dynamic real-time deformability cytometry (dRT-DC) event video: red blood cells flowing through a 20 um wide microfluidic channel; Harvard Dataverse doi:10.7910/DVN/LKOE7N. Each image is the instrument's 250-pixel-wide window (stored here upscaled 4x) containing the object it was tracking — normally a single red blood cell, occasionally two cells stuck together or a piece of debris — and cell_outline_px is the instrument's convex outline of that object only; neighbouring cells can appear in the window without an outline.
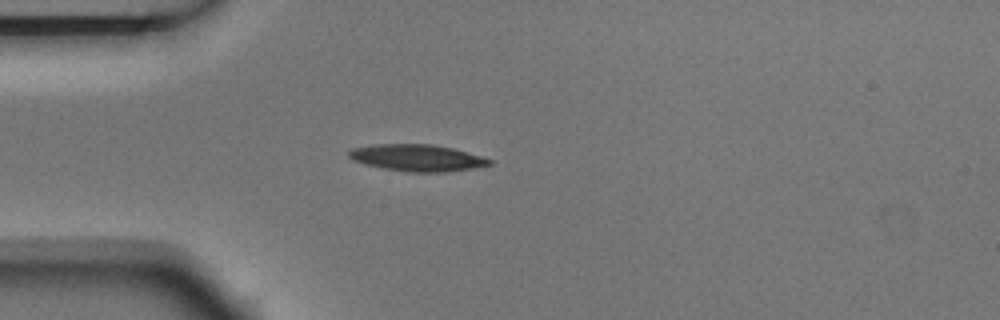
{"species": "Egyptian fruit bat (a non-hibernating species)", "species_latin": "Rousettus aegyptiacus", "temperature_condition": "room temperature", "stored_images_in_passage": 5, "camera_frame_rate_fps": 3000, "um_per_image_px": 0.085, "animal": {"sex": "male"}, "frame": {"image": 1, "passage_image": 3, "time_ms": 0.667, "image_size_px": [1000, 320], "cell_outline_px": [[492, 164], [472, 168], [448, 172], [408, 172], [380, 168], [364, 164], [352, 160], [348, 156], [348, 152], [352, 148], [376, 144], [432, 144], [452, 148], [480, 156], [492, 160]], "centroid_in_image_um": [35.41, 13.42], "position_along_channel_um": 49.6, "area_um2": 21.91}}
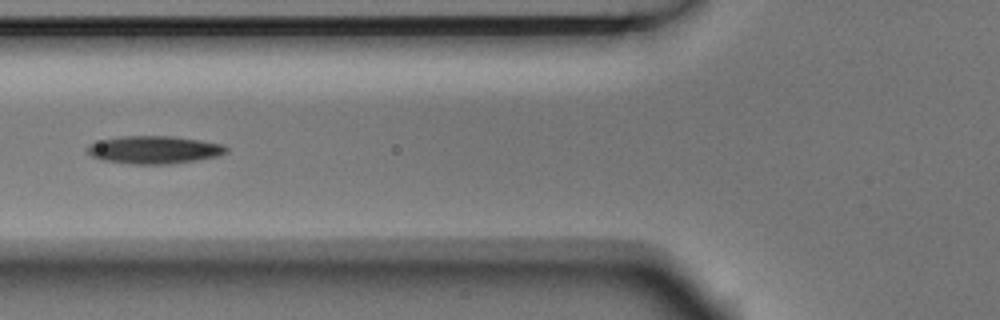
{"frame": {"image": 2, "passage_image": 5, "time_ms": 1.333, "image_size_px": [1000, 320], "cell_outline_px": [[228, 152], [220, 156], [172, 164], [132, 164], [100, 160], [92, 156], [88, 152], [88, 148], [92, 144], [104, 140], [124, 136], [172, 136], [200, 140], [224, 144], [228, 148]], "centroid_in_image_um": [13.19, 12.74], "position_along_channel_um": 112.6, "area_um2": 22.43}}